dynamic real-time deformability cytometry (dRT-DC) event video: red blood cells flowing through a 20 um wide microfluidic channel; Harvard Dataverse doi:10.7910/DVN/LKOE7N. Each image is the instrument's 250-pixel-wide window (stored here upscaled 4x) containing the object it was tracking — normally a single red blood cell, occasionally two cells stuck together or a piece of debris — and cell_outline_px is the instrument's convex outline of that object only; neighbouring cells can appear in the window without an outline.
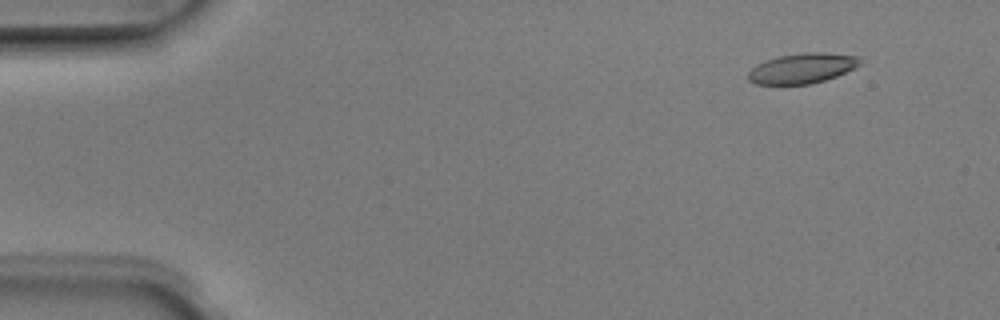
{"species": "Egyptian fruit bat (a non-hibernating species)", "species_latin": "Rousettus aegyptiacus", "temperature_condition": "room temperature", "stored_images_in_passage": 4, "camera_frame_rate_fps": 3000, "um_per_image_px": 0.085, "animal": {"sex": "male"}, "frame": {"image": 1, "passage_image": 2, "time_ms": 0.333, "image_size_px": [1000, 320], "cell_outline_px": [[860, 64], [856, 68], [836, 76], [812, 84], [756, 84], [748, 80], [748, 72], [756, 64], [764, 60], [780, 56], [804, 52], [824, 52], [860, 56]], "centroid_in_image_um": [68.19, 5.8], "position_along_channel_um": 16.8, "area_um2": 19.77}}